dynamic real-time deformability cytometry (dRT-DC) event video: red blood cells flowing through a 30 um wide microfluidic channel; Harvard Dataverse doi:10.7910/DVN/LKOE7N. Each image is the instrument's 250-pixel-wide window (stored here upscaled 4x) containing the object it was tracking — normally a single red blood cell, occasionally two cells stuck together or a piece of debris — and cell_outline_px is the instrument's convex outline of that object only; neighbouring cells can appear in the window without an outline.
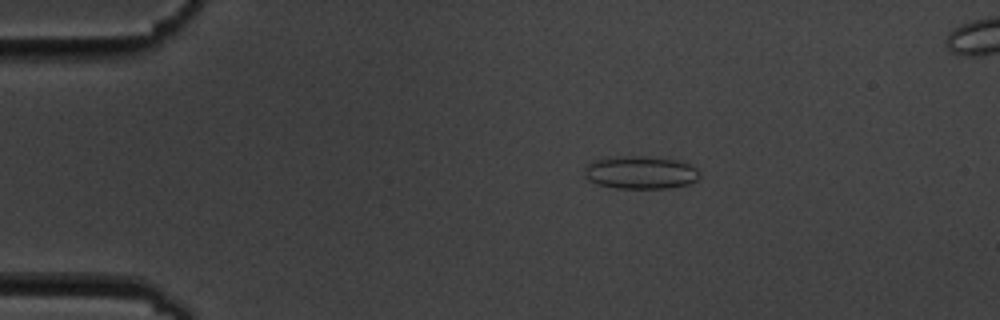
{"species": "common noctule bat (a hibernating species)", "species_latin": "Nyctalus noctula", "temperature_condition": "cold", "stored_images_in_passage": 9, "camera_frame_rate_fps": 3000, "um_per_image_px": 0.085, "animal": {"sex": "male", "body_mass_g": 19.5, "forearm_length_mm": 54.6}, "frame": {"image": 1, "passage_image": 3, "time_ms": 2.333, "image_size_px": [1000, 320], "cell_outline_px": [[700, 176], [696, 180], [688, 184], [668, 188], [616, 188], [596, 184], [584, 176], [584, 172], [588, 164], [596, 160], [616, 156], [640, 156], [672, 160], [688, 164], [696, 168]], "centroid_in_image_um": [54.42, 14.67], "position_along_channel_um": 30.6, "area_um2": 21.73}}
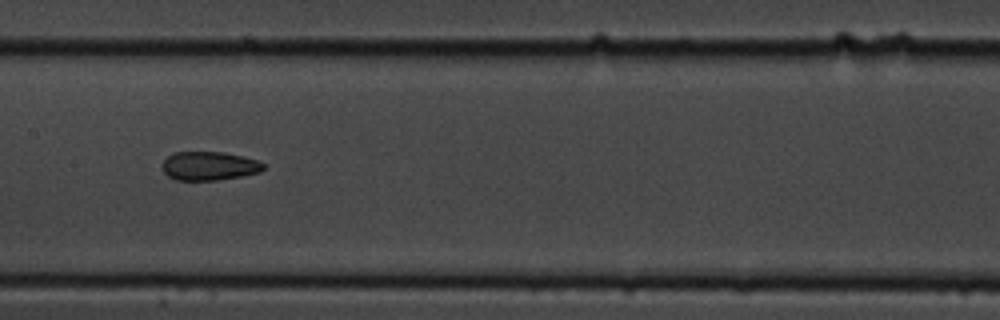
{"frame": {"image": 2, "passage_image": 8, "time_ms": 8.333, "image_size_px": [1000, 320], "cell_outline_px": [[264, 168], [260, 172], [240, 176], [216, 180], [176, 180], [168, 176], [164, 172], [164, 160], [168, 156], [176, 152], [224, 152], [256, 160], [264, 164]], "centroid_in_image_um": [17.77, 14.11], "position_along_channel_um": 189.6, "area_um2": 16.65}}
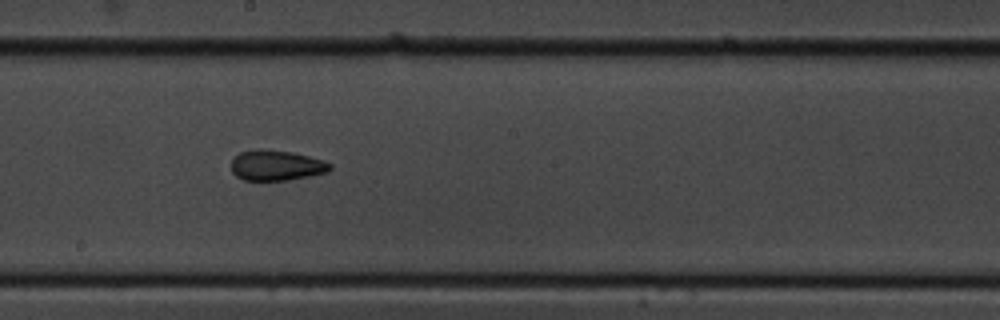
{"frame": {"image": 3, "passage_image": 9, "time_ms": 9.333, "image_size_px": [1000, 320], "cell_outline_px": [[332, 168], [328, 172], [288, 180], [244, 180], [236, 176], [232, 172], [232, 160], [240, 152], [256, 148], [260, 148], [292, 152], [308, 156], [332, 164]], "centroid_in_image_um": [23.47, 14.05], "position_along_channel_um": 224.7, "area_um2": 17.46}}